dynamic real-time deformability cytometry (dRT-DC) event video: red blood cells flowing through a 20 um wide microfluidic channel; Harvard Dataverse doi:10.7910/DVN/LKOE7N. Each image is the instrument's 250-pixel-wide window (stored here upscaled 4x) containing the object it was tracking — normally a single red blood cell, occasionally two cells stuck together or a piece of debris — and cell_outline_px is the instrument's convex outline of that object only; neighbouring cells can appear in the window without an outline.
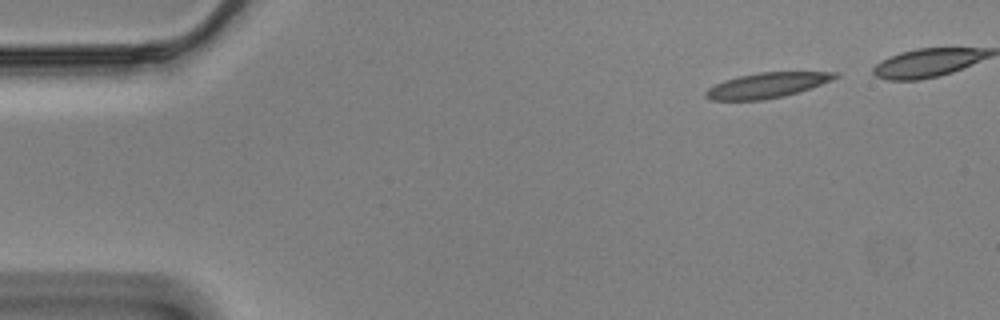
{"species": "Egyptian fruit bat (a non-hibernating species)", "species_latin": "Rousettus aegyptiacus", "temperature_condition": "cold", "stored_images_in_passage": 45, "camera_frame_rate_fps": 3000, "um_per_image_px": 0.085, "animal": {"sex": "male"}, "frame": {"image": 1, "passage_image": 1, "time_ms": 0.0, "image_size_px": [1000, 320], "cell_outline_px": [[840, 76], [820, 84], [784, 96], [764, 100], [712, 100], [704, 96], [704, 92], [708, 88], [724, 80], [740, 76], [760, 72], [840, 72]], "centroid_in_image_um": [65.16, 7.25], "position_along_channel_um": 19.8, "area_um2": 18.73}}
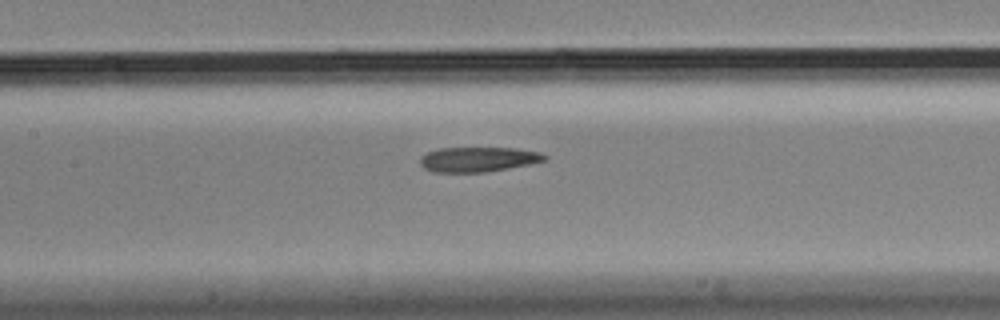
{"frame": {"image": 2, "passage_image": 21, "time_ms": 6.667, "image_size_px": [1000, 320], "cell_outline_px": [[548, 160], [488, 172], [432, 172], [424, 168], [420, 164], [420, 156], [428, 152], [440, 148], [516, 148], [540, 152], [548, 156]], "centroid_in_image_um": [40.65, 13.54], "position_along_channel_um": 166.8, "area_um2": 18.09}}
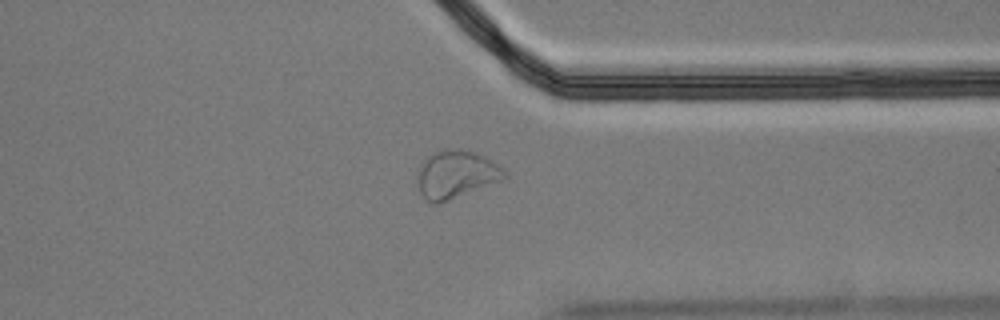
{"frame": {"image": 3, "passage_image": 39, "time_ms": 12.667, "image_size_px": [1000, 320], "cell_outline_px": [[508, 180], [440, 204], [432, 204], [424, 200], [420, 192], [416, 180], [416, 172], [420, 164], [432, 152], [444, 148], [468, 148], [484, 156], [504, 168], [508, 172]], "centroid_in_image_um": [38.8, 14.84], "position_along_channel_um": 372.6, "area_um2": 25.72}, "authors_computed_cell_mechanics": {"area_um2": 19.3052, "velocity_mm_per_s": 3.4717, "shape_relaxation_time_tau1_ms": null, "shape_relaxation_time_tau2_ms": 5.7317, "deformation_change_tau1": null, "deformation_change_tau2": 0.1395}}